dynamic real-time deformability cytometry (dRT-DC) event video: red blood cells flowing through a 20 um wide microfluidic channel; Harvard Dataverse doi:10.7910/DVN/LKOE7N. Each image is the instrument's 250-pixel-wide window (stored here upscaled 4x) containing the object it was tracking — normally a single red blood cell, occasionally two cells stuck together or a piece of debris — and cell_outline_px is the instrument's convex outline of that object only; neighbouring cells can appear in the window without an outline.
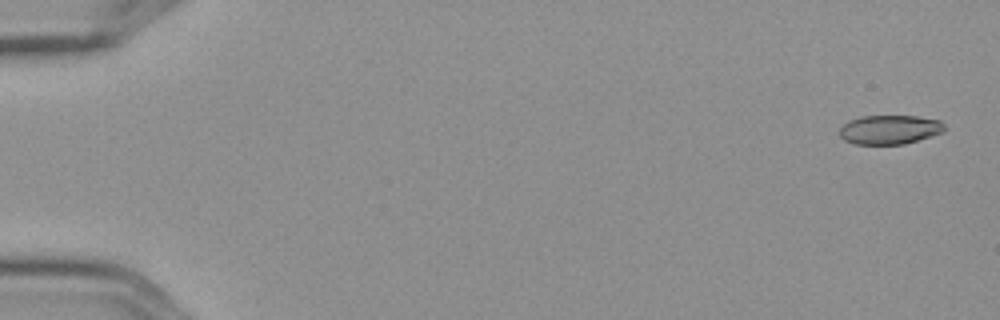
{"species": "Egyptian fruit bat (a non-hibernating species)", "species_latin": "Rousettus aegyptiacus", "temperature_condition": "cold", "stored_images_in_passage": 5, "camera_frame_rate_fps": 3000, "um_per_image_px": 0.085, "frame": {"image": 1, "passage_image": 1, "time_ms": 0.0, "image_size_px": [1000, 320], "cell_outline_px": [[944, 132], [932, 136], [904, 144], [856, 144], [844, 140], [840, 136], [840, 128], [848, 120], [860, 116], [916, 116], [940, 120], [944, 124]], "centroid_in_image_um": [75.62, 11.01], "position_along_channel_um": 9.4, "area_um2": 17.86}}